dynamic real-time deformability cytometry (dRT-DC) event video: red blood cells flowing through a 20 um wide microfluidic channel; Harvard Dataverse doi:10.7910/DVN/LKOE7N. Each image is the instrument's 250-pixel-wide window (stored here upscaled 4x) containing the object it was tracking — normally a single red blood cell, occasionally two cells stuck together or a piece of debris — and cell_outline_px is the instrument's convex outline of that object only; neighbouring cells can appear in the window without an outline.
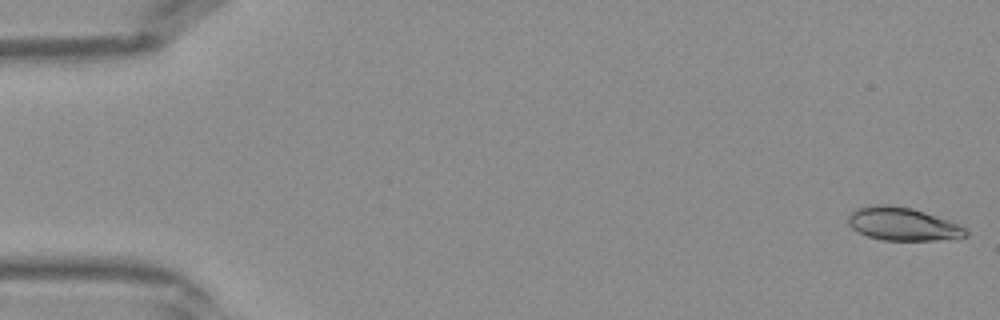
{"species": "Egyptian fruit bat (a non-hibernating species)", "species_latin": "Rousettus aegyptiacus", "temperature_condition": "warm", "stored_images_in_passage": 41, "camera_frame_rate_fps": 3000, "um_per_image_px": 0.085, "frame": {"image": 1, "passage_image": 1, "time_ms": 0.0, "image_size_px": [1000, 320], "cell_outline_px": [[968, 236], [960, 240], [884, 240], [868, 236], [852, 228], [848, 224], [848, 212], [856, 208], [876, 204], [884, 204], [912, 208], [960, 224], [968, 228]], "centroid_in_image_um": [76.79, 19.05], "position_along_channel_um": 8.2, "area_um2": 23.06}}
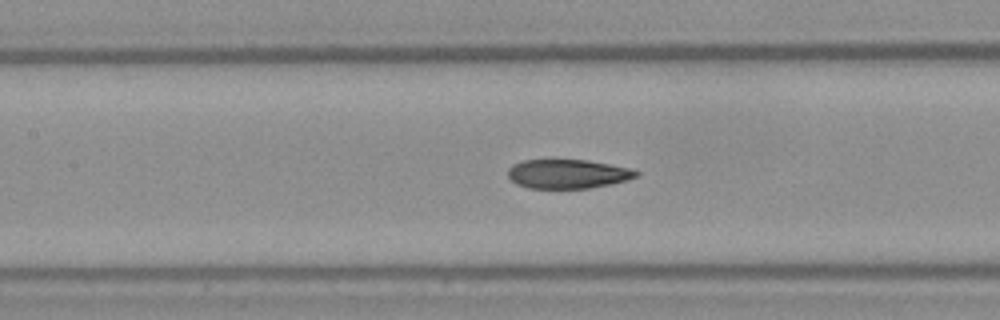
{"frame": {"image": 2, "passage_image": 19, "time_ms": 6.0, "image_size_px": [1000, 320], "cell_outline_px": [[640, 172], [636, 176], [628, 180], [612, 184], [588, 188], [528, 188], [516, 184], [508, 176], [508, 168], [512, 164], [524, 160], [588, 160], [628, 168]], "centroid_in_image_um": [48.23, 14.78], "position_along_channel_um": 159.2, "area_um2": 21.68}}
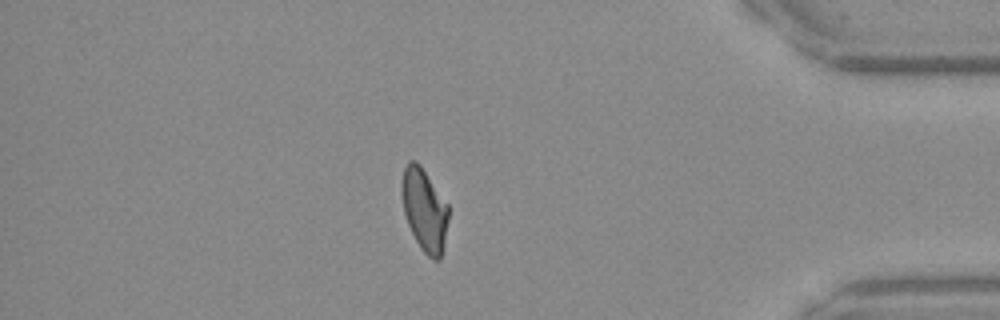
{"frame": {"image": 3, "passage_image": 36, "time_ms": 11.667, "image_size_px": [1000, 320], "cell_outline_px": [[448, 220], [444, 244], [440, 260], [432, 260], [420, 248], [408, 224], [404, 212], [400, 192], [400, 184], [404, 168], [408, 160], [416, 160], [420, 164], [448, 204]], "centroid_in_image_um": [36.06, 17.81], "position_along_channel_um": 399.1, "area_um2": 22.66}}